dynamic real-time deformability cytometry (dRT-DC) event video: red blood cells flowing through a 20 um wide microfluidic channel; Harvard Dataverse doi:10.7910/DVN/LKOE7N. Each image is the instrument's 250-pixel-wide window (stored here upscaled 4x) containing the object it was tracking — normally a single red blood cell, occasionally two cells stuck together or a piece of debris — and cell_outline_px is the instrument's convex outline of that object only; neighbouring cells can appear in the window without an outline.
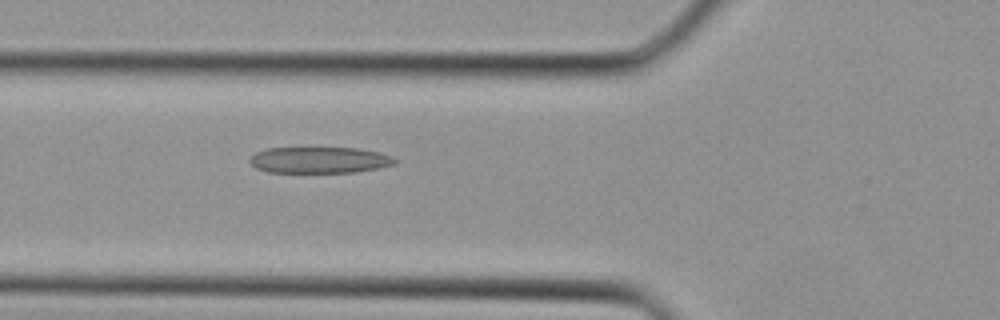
{"species": "Egyptian fruit bat (a non-hibernating species)", "species_latin": "Rousettus aegyptiacus", "temperature_condition": "cold", "stored_images_in_passage": 35, "camera_frame_rate_fps": 3000, "um_per_image_px": 0.085, "animal": {"sex": "female"}, "frame": {"image": 1, "passage_image": 13, "time_ms": 4.0, "image_size_px": [1000, 320], "cell_outline_px": [[396, 164], [380, 168], [356, 172], [268, 172], [256, 168], [248, 160], [256, 152], [268, 148], [356, 148], [380, 152], [392, 156], [396, 160]], "centroid_in_image_um": [27.18, 13.6], "position_along_channel_um": 98.6, "area_um2": 22.2}}
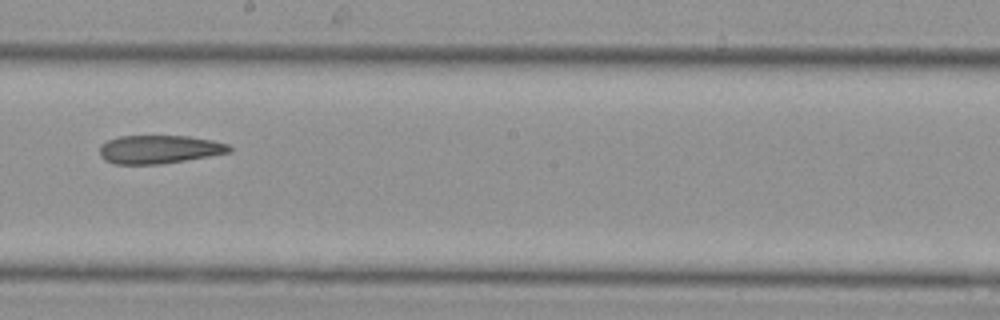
{"frame": {"image": 2, "passage_image": 20, "time_ms": 6.333, "image_size_px": [1000, 320], "cell_outline_px": [[232, 152], [160, 164], [112, 164], [104, 160], [100, 156], [100, 144], [108, 140], [120, 136], [188, 136], [212, 140], [228, 144], [232, 148]], "centroid_in_image_um": [13.51, 12.69], "position_along_channel_um": 234.7, "area_um2": 21.44}}
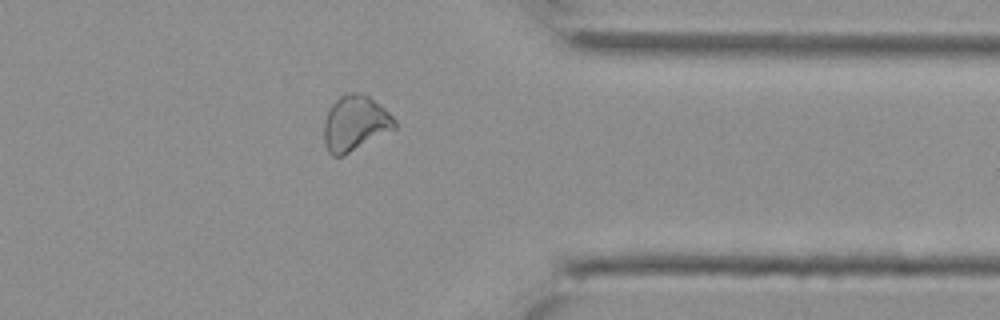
{"frame": {"image": 3, "passage_image": 28, "time_ms": 9.0, "image_size_px": [1000, 320], "cell_outline_px": [[396, 128], [344, 156], [332, 156], [328, 152], [324, 144], [324, 120], [332, 104], [340, 96], [348, 92], [364, 92], [380, 104], [396, 120]], "centroid_in_image_um": [30.18, 10.48], "position_along_channel_um": 381.2, "area_um2": 23.0}}